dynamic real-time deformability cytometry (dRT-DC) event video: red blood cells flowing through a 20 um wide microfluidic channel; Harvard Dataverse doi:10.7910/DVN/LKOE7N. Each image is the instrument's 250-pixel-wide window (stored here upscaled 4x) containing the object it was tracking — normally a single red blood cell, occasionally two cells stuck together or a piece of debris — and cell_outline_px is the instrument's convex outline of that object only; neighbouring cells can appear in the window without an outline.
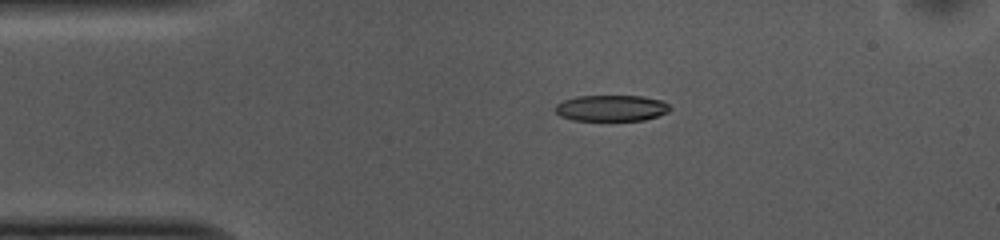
{"species": "common noctule bat (a hibernating species)", "species_latin": "Nyctalus noctula", "temperature_condition": "cold", "stored_images_in_passage": 43, "camera_frame_rate_fps": 3000, "um_per_image_px": 0.085, "animal": {"sex": "female", "body_mass_g": 10.0, "forearm_length_mm": 53.1}, "frame": {"image": 1, "passage_image": 1, "time_ms": 0.0, "image_size_px": [1000, 240], "cell_outline_px": [[672, 108], [668, 112], [644, 120], [572, 120], [560, 116], [556, 112], [556, 104], [564, 100], [576, 96], [640, 96], [664, 100]], "centroid_in_image_um": [51.98, 9.18], "position_along_channel_um": 33.0, "area_um2": 17.46}}
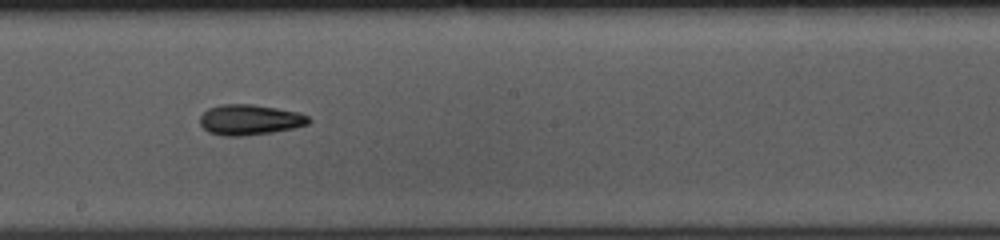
{"frame": {"image": 2, "passage_image": 19, "time_ms": 6.0, "image_size_px": [1000, 240], "cell_outline_px": [[312, 120], [308, 124], [296, 128], [272, 132], [240, 136], [224, 136], [208, 132], [200, 124], [200, 116], [208, 108], [224, 104], [252, 104], [300, 112], [308, 116]], "centroid_in_image_um": [21.25, 10.18], "position_along_channel_um": 226.9, "area_um2": 19.36}}
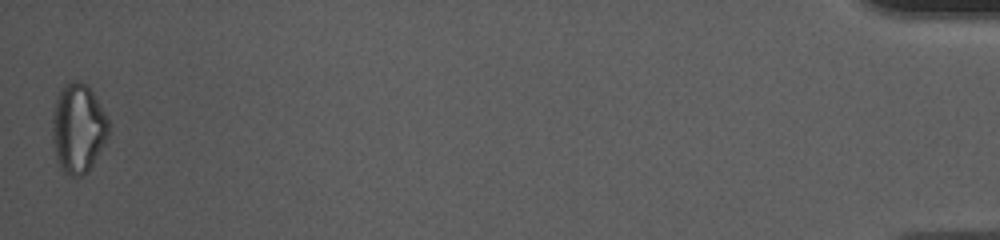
{"frame": {"image": 3, "passage_image": 43, "time_ms": 14.0, "image_size_px": [1000, 240], "cell_outline_px": [[108, 136], [88, 172], [80, 176], [72, 176], [64, 172], [60, 168], [52, 140], [52, 120], [56, 96], [60, 88], [64, 84], [72, 80], [80, 80], [92, 92], [108, 120]], "centroid_in_image_um": [6.61, 10.9], "position_along_channel_um": 428.6, "area_um2": 29.02}, "authors_computed_cell_mechanics": {"area_um2": 19.3052, "velocity_mm_per_s": 3.7587, "shape_relaxation_time_tau1_ms": 6.9006, "shape_relaxation_time_tau2_ms": null, "deformation_change_tau1": 0.1673, "deformation_change_tau2": null}}